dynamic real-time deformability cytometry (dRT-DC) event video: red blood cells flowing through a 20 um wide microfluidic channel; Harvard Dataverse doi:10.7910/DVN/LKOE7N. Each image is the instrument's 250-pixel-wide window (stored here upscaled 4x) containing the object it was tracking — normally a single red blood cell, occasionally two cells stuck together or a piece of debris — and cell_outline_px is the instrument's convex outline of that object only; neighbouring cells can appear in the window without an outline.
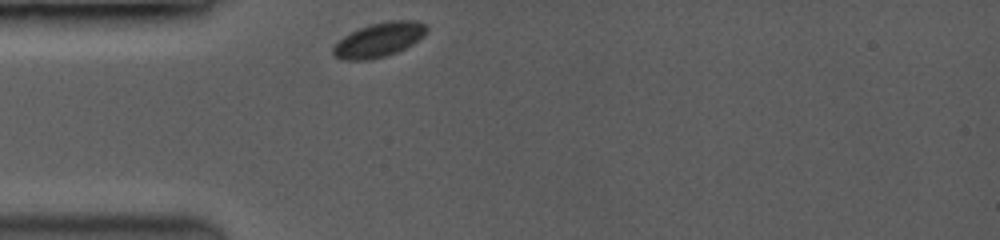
{"species": "common noctule bat (a hibernating species)", "species_latin": "Nyctalus noctula", "temperature_condition": "room temperature", "stored_images_in_passage": 20, "camera_frame_rate_fps": 3500, "um_per_image_px": 0.085, "animal": {"sex": "female", "body_mass_g": 19.0, "forearm_length_mm": 53.3}, "frame": {"image": 1, "passage_image": 1, "time_ms": 0.0, "image_size_px": [1000, 240], "cell_outline_px": [[428, 32], [424, 36], [412, 44], [396, 52], [384, 56], [368, 60], [344, 60], [332, 56], [332, 48], [344, 36], [360, 28], [372, 24], [388, 20], [416, 20], [428, 24]], "centroid_in_image_um": [32.25, 3.37], "position_along_channel_um": 52.8, "area_um2": 18.73}}
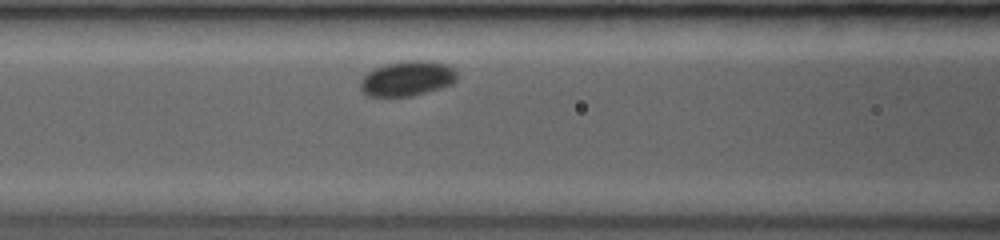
{"frame": {"image": 2, "passage_image": 8, "time_ms": 2.286, "image_size_px": [1000, 240], "cell_outline_px": [[456, 80], [452, 84], [440, 88], [408, 96], [372, 96], [364, 92], [360, 88], [360, 80], [368, 72], [384, 64], [408, 60], [432, 60], [444, 64], [452, 68], [456, 72]], "centroid_in_image_um": [34.62, 6.65], "position_along_channel_um": 132.0, "area_um2": 19.48}}
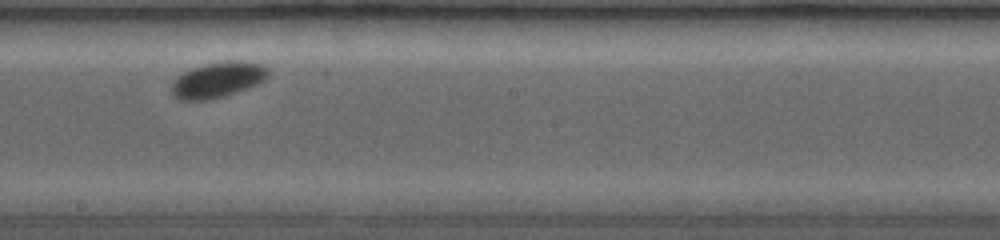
{"frame": {"image": 3, "passage_image": 17, "time_ms": 4.857, "image_size_px": [1000, 240], "cell_outline_px": [[272, 72], [264, 80], [248, 88], [208, 100], [180, 100], [172, 92], [172, 80], [176, 76], [192, 68], [204, 64], [228, 60], [244, 60], [264, 64]], "centroid_in_image_um": [18.55, 6.75], "position_along_channel_um": 229.6, "area_um2": 20.17}}